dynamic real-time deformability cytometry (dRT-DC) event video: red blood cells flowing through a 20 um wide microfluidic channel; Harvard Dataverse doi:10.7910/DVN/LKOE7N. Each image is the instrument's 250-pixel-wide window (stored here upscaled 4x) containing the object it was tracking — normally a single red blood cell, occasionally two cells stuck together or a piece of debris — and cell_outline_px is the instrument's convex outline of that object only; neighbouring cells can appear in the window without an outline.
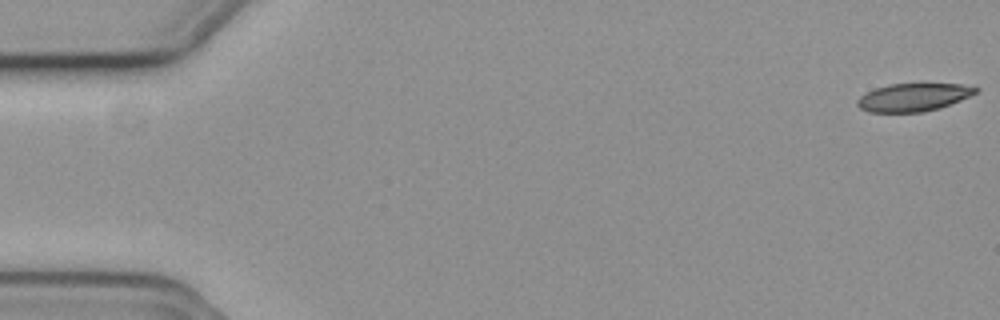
{"species": "common noctule bat (a hibernating species)", "species_latin": "Nyctalus noctula", "temperature_condition": "cold", "stored_images_in_passage": 56, "camera_frame_rate_fps": 3000, "um_per_image_px": 0.085, "animal": {"sex": "female", "body_mass_g": 19.3, "forearm_length_mm": 54.1}, "frame": {"image": 1, "passage_image": 1, "time_ms": 0.0, "image_size_px": [1000, 320], "cell_outline_px": [[980, 88], [976, 92], [960, 100], [940, 108], [924, 112], [868, 112], [860, 108], [856, 104], [856, 100], [860, 96], [876, 88], [888, 84], [920, 80], [960, 84]], "centroid_in_image_um": [77.65, 8.21], "position_along_channel_um": 7.4, "area_um2": 20.17}}
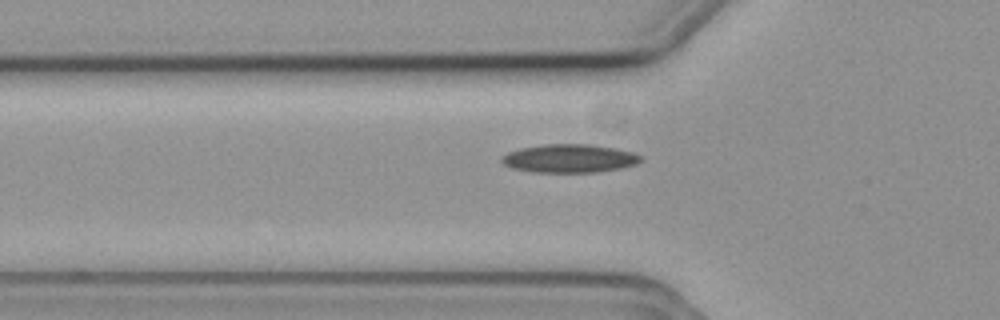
{"frame": {"image": 2, "passage_image": 19, "time_ms": 6.0, "image_size_px": [1000, 320], "cell_outline_px": [[644, 160], [636, 164], [620, 168], [596, 172], [532, 172], [512, 168], [504, 164], [500, 160], [500, 156], [508, 152], [520, 148], [544, 144], [592, 144], [616, 148], [632, 152], [644, 156]], "centroid_in_image_um": [48.41, 13.46], "position_along_channel_um": 77.4, "area_um2": 23.24}}
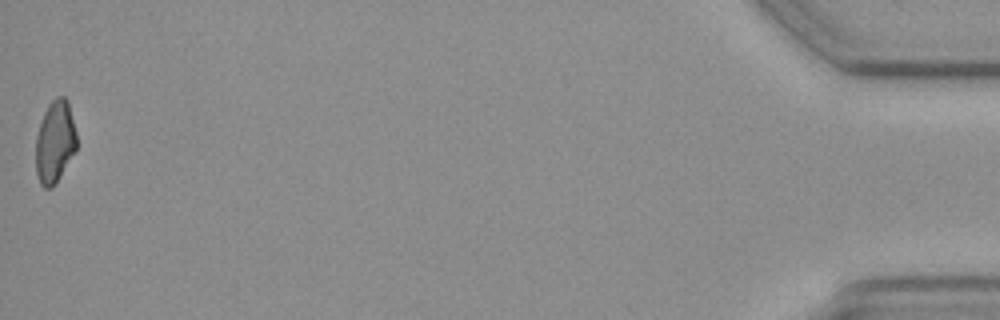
{"frame": {"image": 3, "passage_image": 56, "time_ms": 18.333, "image_size_px": [1000, 320], "cell_outline_px": [[76, 152], [52, 188], [44, 188], [40, 184], [36, 172], [36, 136], [44, 112], [48, 104], [56, 96], [64, 96], [68, 100], [76, 132]], "centroid_in_image_um": [4.67, 12.05], "position_along_channel_um": 430.5, "area_um2": 19.71}}